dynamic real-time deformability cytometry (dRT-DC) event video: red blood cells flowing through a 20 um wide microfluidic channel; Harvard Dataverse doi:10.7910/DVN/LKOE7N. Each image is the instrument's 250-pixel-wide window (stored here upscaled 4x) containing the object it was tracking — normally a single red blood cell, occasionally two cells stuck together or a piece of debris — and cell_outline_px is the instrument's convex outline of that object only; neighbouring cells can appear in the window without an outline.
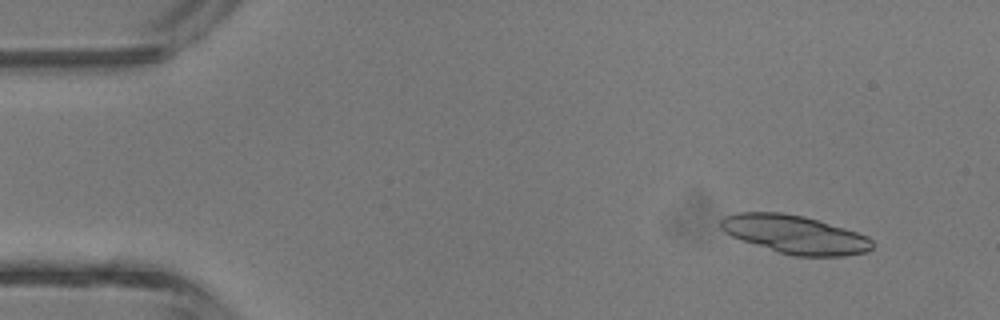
{"species": "common noctule bat (a hibernating species)", "species_latin": "Nyctalus noctula", "temperature_condition": "room temperature", "stored_images_in_passage": 43, "segment_of_instrument_passage": [1, 2], "camera_frame_rate_fps": 3000, "um_per_image_px": 0.085, "animal": {"sex": "male", "body_mass_g": 13.3}, "frame": {"image": 1, "passage_image": 4, "time_ms": 1.0, "image_size_px": [1000, 320], "cell_outline_px": [[872, 248], [868, 252], [844, 256], [792, 256], [732, 236], [724, 232], [720, 228], [720, 220], [724, 216], [736, 212], [780, 212], [804, 216], [844, 228], [868, 236], [872, 240]], "centroid_in_image_um": [67.57, 19.92], "position_along_channel_um": 17.4, "area_um2": 33.64}}